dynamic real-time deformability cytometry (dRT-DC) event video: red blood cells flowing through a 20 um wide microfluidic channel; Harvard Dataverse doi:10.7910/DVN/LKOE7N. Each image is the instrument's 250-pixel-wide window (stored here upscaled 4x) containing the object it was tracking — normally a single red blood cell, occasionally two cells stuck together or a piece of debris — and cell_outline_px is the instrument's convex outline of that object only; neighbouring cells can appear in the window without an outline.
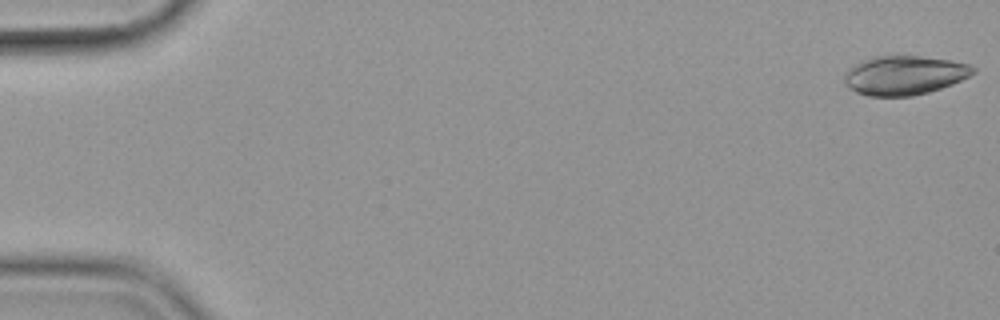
{"species": "common noctule bat (a hibernating species)", "species_latin": "Nyctalus noctula", "temperature_condition": "cold", "stored_images_in_passage": 56, "camera_frame_rate_fps": 3000, "um_per_image_px": 0.085, "animal": {"sex": "female", "body_mass_g": 19.9}, "frame": {"image": 1, "passage_image": 1, "time_ms": 0.0, "image_size_px": [1000, 320], "cell_outline_px": [[976, 72], [952, 84], [928, 92], [912, 96], [868, 96], [856, 92], [844, 84], [844, 72], [848, 68], [872, 56], [920, 56], [948, 60], [968, 64], [976, 68]], "centroid_in_image_um": [76.84, 6.4], "position_along_channel_um": 8.2, "area_um2": 29.25}}
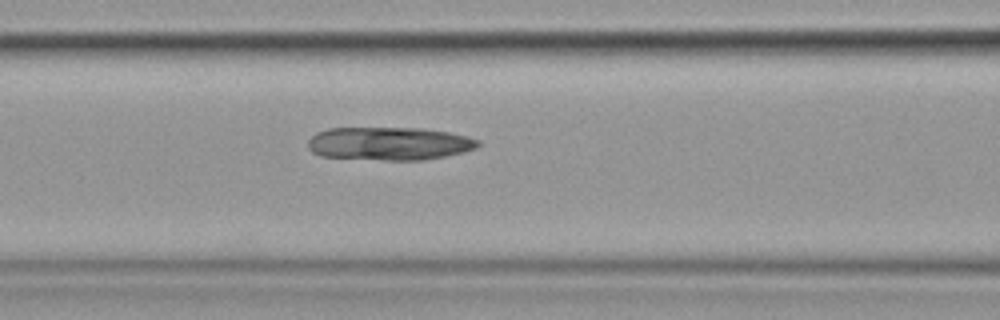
{"frame": {"image": 2, "passage_image": 24, "time_ms": 7.667, "image_size_px": [1000, 320], "cell_outline_px": [[480, 144], [476, 148], [464, 152], [444, 156], [420, 160], [384, 160], [320, 156], [312, 152], [308, 148], [308, 140], [316, 132], [328, 128], [424, 128], [448, 132], [468, 136], [480, 140]], "centroid_in_image_um": [33.08, 12.2], "position_along_channel_um": 133.5, "area_um2": 33.0}}
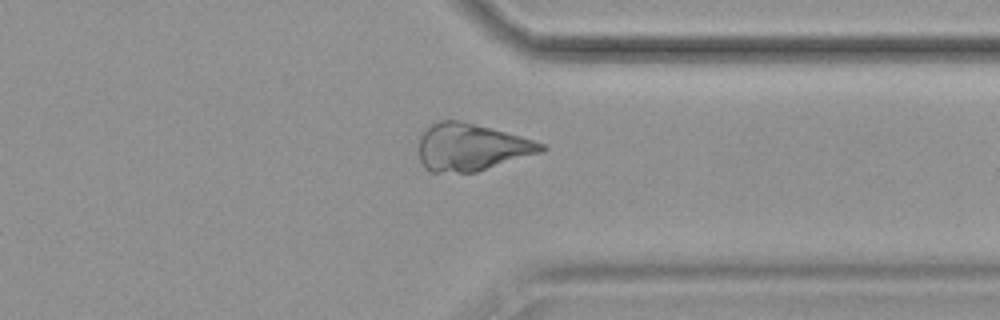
{"frame": {"image": 3, "passage_image": 44, "time_ms": 14.333, "image_size_px": [1000, 320], "cell_outline_px": [[548, 148], [544, 152], [476, 172], [432, 172], [424, 168], [420, 164], [420, 132], [432, 124], [440, 120], [460, 120], [520, 136], [544, 144]], "centroid_in_image_um": [40.06, 12.52], "position_along_channel_um": 371.3, "area_um2": 33.76}}